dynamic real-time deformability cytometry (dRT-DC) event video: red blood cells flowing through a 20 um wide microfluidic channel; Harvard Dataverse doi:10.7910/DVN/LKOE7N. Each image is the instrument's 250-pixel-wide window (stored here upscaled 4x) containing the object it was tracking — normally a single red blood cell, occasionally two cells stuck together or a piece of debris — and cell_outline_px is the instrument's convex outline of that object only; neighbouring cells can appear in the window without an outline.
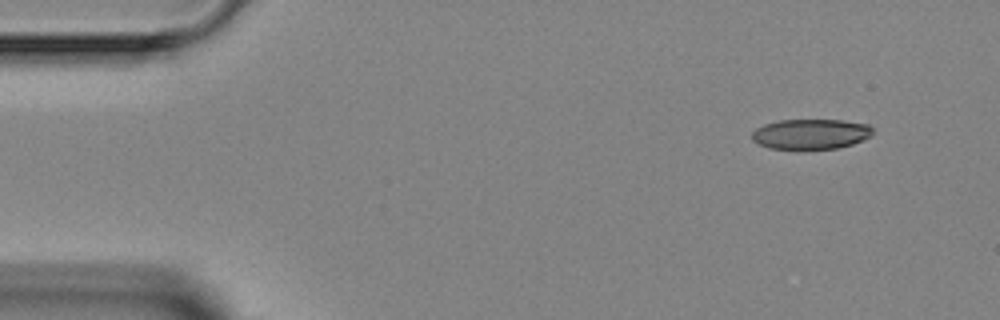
{"species": "Egyptian fruit bat (a non-hibernating species)", "species_latin": "Rousettus aegyptiacus", "temperature_condition": "room temperature", "stored_images_in_passage": 4, "camera_frame_rate_fps": 3000, "um_per_image_px": 0.085, "animal": {"sex": "female"}, "frame": {"image": 1, "passage_image": 1, "time_ms": 0.0, "image_size_px": [1000, 320], "cell_outline_px": [[872, 136], [852, 144], [836, 148], [768, 148], [752, 140], [752, 132], [756, 128], [764, 124], [780, 120], [840, 120], [868, 124], [872, 128]], "centroid_in_image_um": [68.91, 11.38], "position_along_channel_um": 16.1, "area_um2": 20.98}}